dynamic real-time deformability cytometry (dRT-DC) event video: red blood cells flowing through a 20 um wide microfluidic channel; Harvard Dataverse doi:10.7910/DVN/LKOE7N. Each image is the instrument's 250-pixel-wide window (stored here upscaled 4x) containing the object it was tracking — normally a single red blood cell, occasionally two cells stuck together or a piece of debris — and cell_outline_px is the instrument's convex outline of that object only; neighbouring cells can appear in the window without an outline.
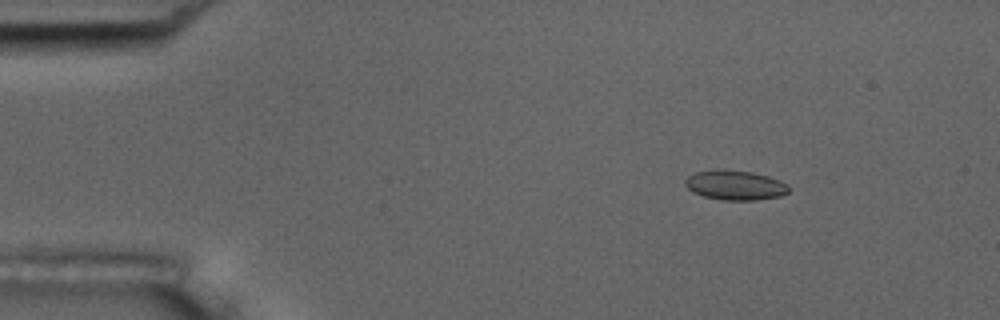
{"species": "common noctule bat (a hibernating species)", "species_latin": "Nyctalus noctula", "temperature_condition": "room temperature", "stored_images_in_passage": 4, "camera_frame_rate_fps": 3000, "um_per_image_px": 0.085, "animal": {"sex": "male", "body_mass_g": 17.5, "forearm_length_mm": 52.3}, "frame": {"image": 1, "passage_image": 2, "time_ms": 0.333, "image_size_px": [1000, 320], "cell_outline_px": [[788, 192], [780, 196], [756, 200], [720, 200], [704, 196], [692, 192], [684, 184], [684, 180], [688, 176], [696, 172], [752, 172], [768, 176], [780, 180], [788, 184]], "centroid_in_image_um": [62.51, 15.79], "position_along_channel_um": 22.5, "area_um2": 17.28}}
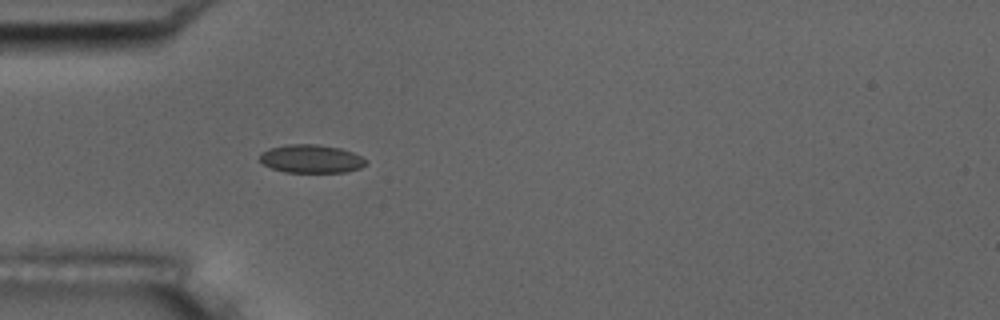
{"frame": {"image": 2, "passage_image": 4, "time_ms": 1.0, "image_size_px": [1000, 320], "cell_outline_px": [[368, 160], [360, 168], [344, 172], [284, 172], [272, 168], [264, 164], [260, 160], [260, 152], [268, 148], [288, 144], [316, 144], [340, 148], [352, 152]], "centroid_in_image_um": [26.42, 13.49], "position_along_channel_um": 58.6, "area_um2": 17.46}}